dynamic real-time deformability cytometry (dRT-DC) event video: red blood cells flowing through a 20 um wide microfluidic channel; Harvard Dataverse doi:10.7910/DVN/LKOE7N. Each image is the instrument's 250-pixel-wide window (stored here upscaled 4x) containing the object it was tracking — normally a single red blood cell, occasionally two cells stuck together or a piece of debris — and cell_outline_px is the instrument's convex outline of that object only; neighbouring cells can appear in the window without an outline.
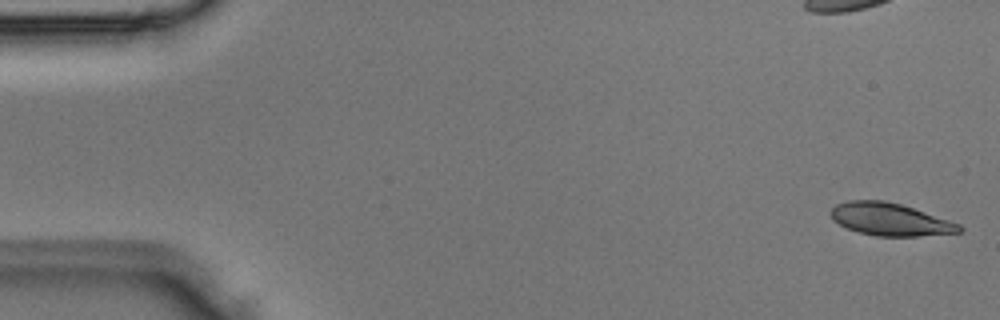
{"species": "Egyptian fruit bat (a non-hibernating species)", "species_latin": "Rousettus aegyptiacus", "temperature_condition": "room temperature", "stored_images_in_passage": 3, "camera_frame_rate_fps": 3000, "um_per_image_px": 0.085, "animal": {"sex": "male"}, "frame": {"image": 1, "passage_image": 1, "time_ms": 0.0, "image_size_px": [1000, 320], "cell_outline_px": [[964, 228], [960, 232], [920, 236], [876, 236], [860, 232], [848, 228], [832, 220], [828, 212], [836, 204], [848, 200], [884, 200], [900, 204], [960, 224]], "centroid_in_image_um": [75.62, 18.64], "position_along_channel_um": 9.4, "area_um2": 24.22}}